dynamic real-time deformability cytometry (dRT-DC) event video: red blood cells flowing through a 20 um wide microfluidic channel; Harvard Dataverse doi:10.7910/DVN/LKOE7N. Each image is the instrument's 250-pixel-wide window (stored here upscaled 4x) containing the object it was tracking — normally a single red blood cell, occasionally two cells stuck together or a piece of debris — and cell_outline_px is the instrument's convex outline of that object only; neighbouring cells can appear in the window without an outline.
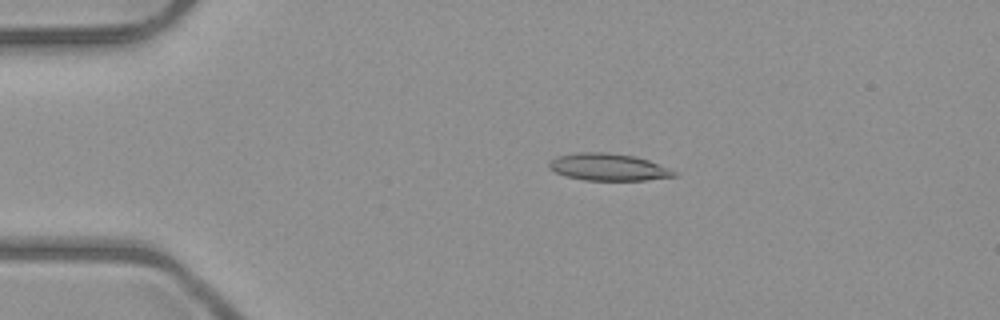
{"species": "common noctule bat (a hibernating species)", "species_latin": "Nyctalus noctula", "temperature_condition": "room temperature", "stored_images_in_passage": 6, "camera_frame_rate_fps": 3000, "um_per_image_px": 0.085, "animal": {"sex": "male", "body_mass_g": 23.1, "forearm_length_mm": 52.7}, "frame": {"image": 1, "passage_image": 3, "time_ms": 2.333, "image_size_px": [1000, 320], "cell_outline_px": [[676, 176], [644, 180], [584, 180], [568, 176], [556, 172], [548, 168], [548, 164], [556, 156], [576, 152], [608, 152], [636, 156], [648, 160], [676, 172]], "centroid_in_image_um": [51.67, 14.19], "position_along_channel_um": 33.3, "area_um2": 19.59}}
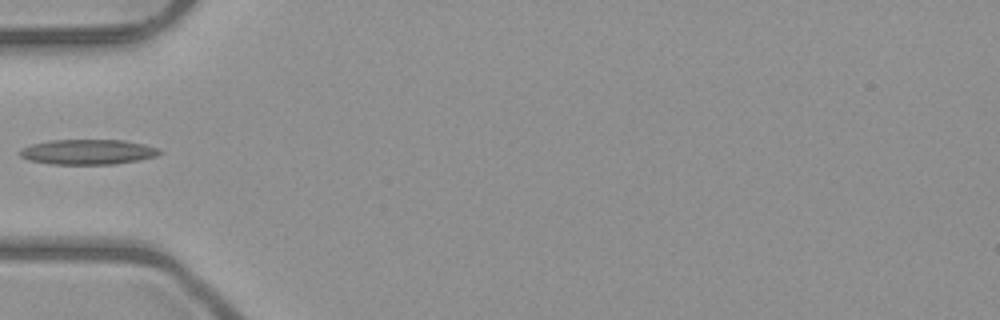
{"frame": {"image": 2, "passage_image": 5, "time_ms": 4.667, "image_size_px": [1000, 320], "cell_outline_px": [[160, 152], [156, 156], [140, 160], [116, 164], [52, 164], [28, 160], [20, 156], [20, 148], [32, 144], [52, 140], [124, 140], [144, 144], [156, 148]], "centroid_in_image_um": [7.44, 12.91], "position_along_channel_um": 77.6, "area_um2": 20.35}}
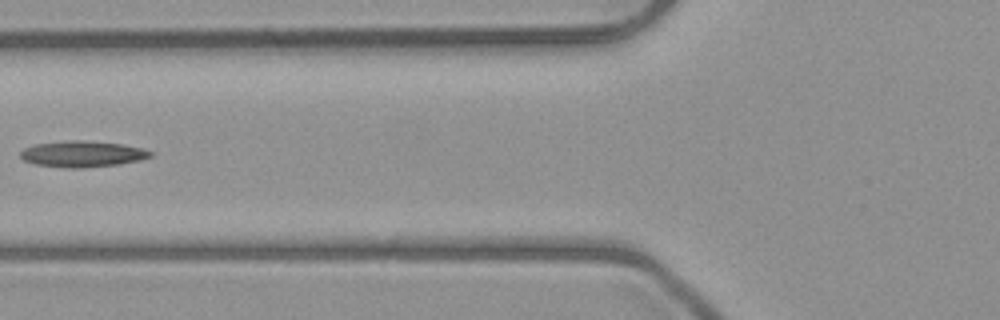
{"frame": {"image": 3, "passage_image": 6, "time_ms": 5.667, "image_size_px": [1000, 320], "cell_outline_px": [[152, 156], [140, 160], [120, 164], [80, 168], [68, 168], [36, 164], [24, 160], [20, 156], [20, 152], [24, 148], [36, 144], [72, 140], [80, 140], [120, 144], [144, 148], [152, 152]], "centroid_in_image_um": [7.02, 13.09], "position_along_channel_um": 118.8, "area_um2": 19.59}}